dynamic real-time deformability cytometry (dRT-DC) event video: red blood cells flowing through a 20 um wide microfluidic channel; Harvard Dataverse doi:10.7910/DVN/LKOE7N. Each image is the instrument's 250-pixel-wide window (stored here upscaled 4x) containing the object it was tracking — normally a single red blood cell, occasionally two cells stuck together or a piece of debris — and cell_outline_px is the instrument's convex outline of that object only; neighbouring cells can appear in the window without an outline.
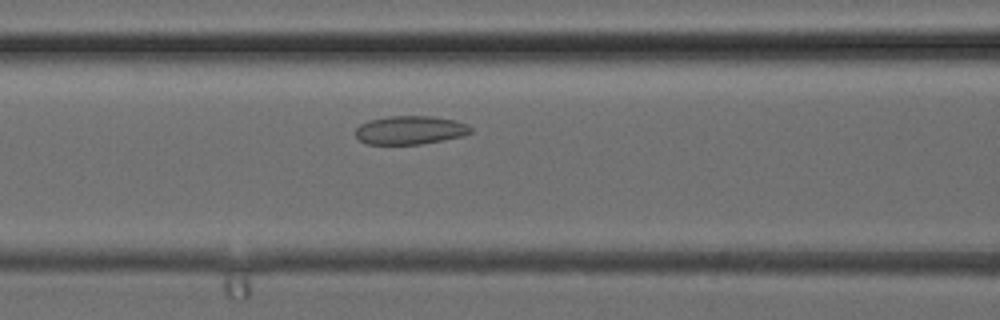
{"species": "common noctule bat (a hibernating species)", "species_latin": "Nyctalus noctula", "temperature_condition": "cold", "stored_images_in_passage": 28, "camera_frame_rate_fps": 3000, "um_per_image_px": 0.085, "animal": {"sex": "female", "body_mass_g": 24.6, "forearm_length_mm": 56.2}, "frame": {"image": 1, "passage_image": 12, "time_ms": 3.667, "image_size_px": [1000, 320], "cell_outline_px": [[472, 132], [464, 136], [444, 140], [420, 144], [368, 144], [360, 140], [356, 136], [356, 128], [360, 124], [368, 120], [388, 116], [432, 116], [456, 120], [468, 124], [472, 128]], "centroid_in_image_um": [34.89, 11.05], "position_along_channel_um": 131.7, "area_um2": 19.31}}
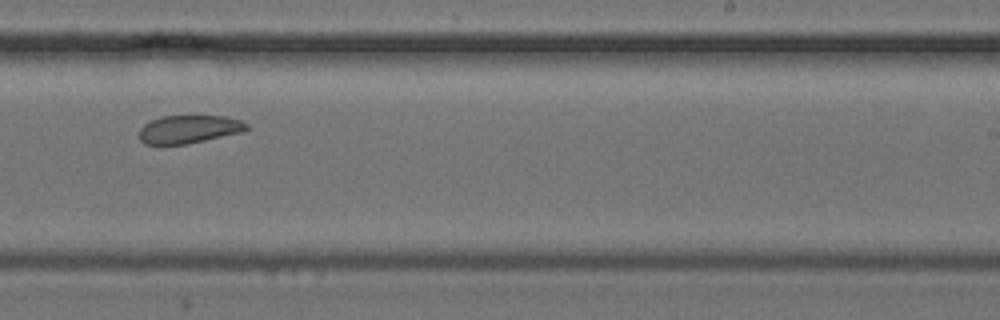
{"frame": {"image": 2, "passage_image": 20, "time_ms": 6.333, "image_size_px": [1000, 320], "cell_outline_px": [[248, 128], [244, 132], [184, 144], [144, 144], [140, 140], [140, 128], [144, 124], [160, 116], [224, 116], [240, 120], [248, 124]], "centroid_in_image_um": [16.07, 10.98], "position_along_channel_um": 272.9, "area_um2": 17.46}}
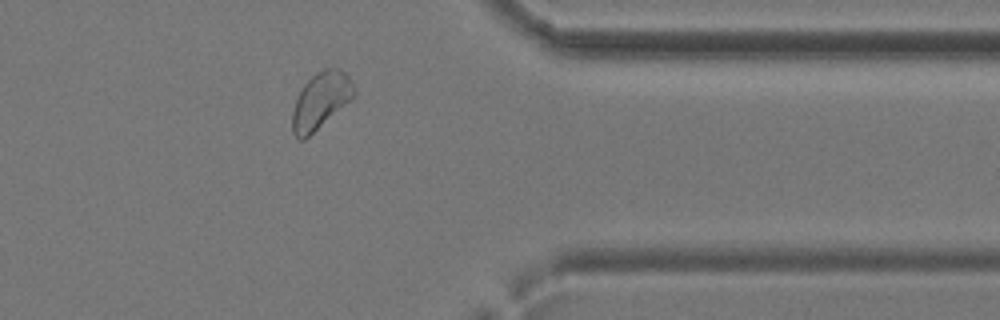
{"frame": {"image": 3, "passage_image": 27, "time_ms": 8.667, "image_size_px": [1000, 320], "cell_outline_px": [[356, 92], [344, 104], [304, 140], [300, 140], [292, 132], [292, 112], [296, 100], [304, 84], [316, 72], [324, 68], [340, 68], [348, 76]], "centroid_in_image_um": [27.22, 8.53], "position_along_channel_um": 384.2, "area_um2": 19.59}}